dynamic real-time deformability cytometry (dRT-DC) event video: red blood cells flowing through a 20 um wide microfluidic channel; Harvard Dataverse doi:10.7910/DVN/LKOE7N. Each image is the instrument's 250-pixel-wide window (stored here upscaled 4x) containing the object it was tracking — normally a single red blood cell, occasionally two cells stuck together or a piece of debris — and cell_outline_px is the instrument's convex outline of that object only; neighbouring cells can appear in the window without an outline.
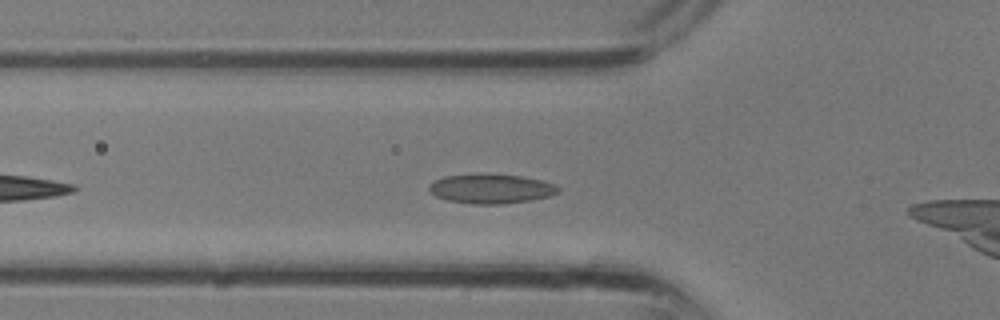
{"species": "common noctule bat (a hibernating species)", "species_latin": "Nyctalus noctula", "temperature_condition": "room temperature", "stored_images_in_passage": 24, "camera_frame_rate_fps": 3000, "um_per_image_px": 0.085, "animal": {"sex": "male", "body_mass_g": 13.3}, "frame": {"image": 1, "passage_image": 4, "time_ms": 1.0, "image_size_px": [1000, 320], "cell_outline_px": [[560, 192], [548, 196], [532, 200], [504, 204], [472, 204], [448, 200], [436, 196], [428, 188], [428, 184], [444, 176], [480, 172], [524, 176], [556, 184], [560, 188]], "centroid_in_image_um": [41.75, 16.02], "position_along_channel_um": 84.0, "area_um2": 22.66}}
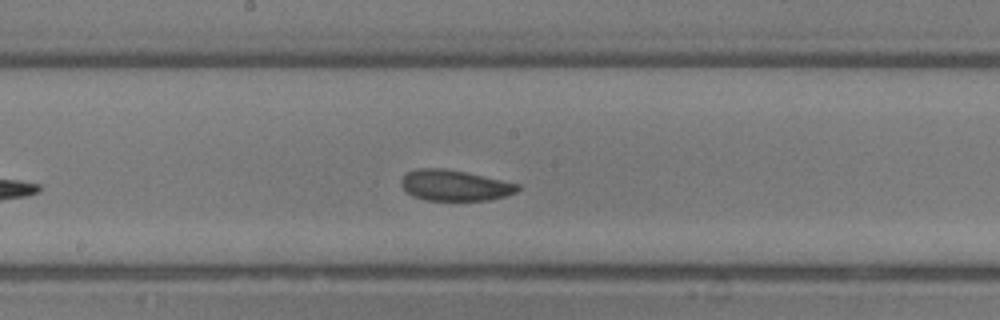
{"frame": {"image": 2, "passage_image": 10, "time_ms": 3.0, "image_size_px": [1000, 320], "cell_outline_px": [[520, 188], [516, 192], [504, 196], [488, 200], [424, 200], [412, 196], [400, 184], [400, 180], [408, 172], [416, 168], [444, 168], [464, 172], [520, 184]], "centroid_in_image_um": [38.62, 15.76], "position_along_channel_um": 209.6, "area_um2": 20.75}}
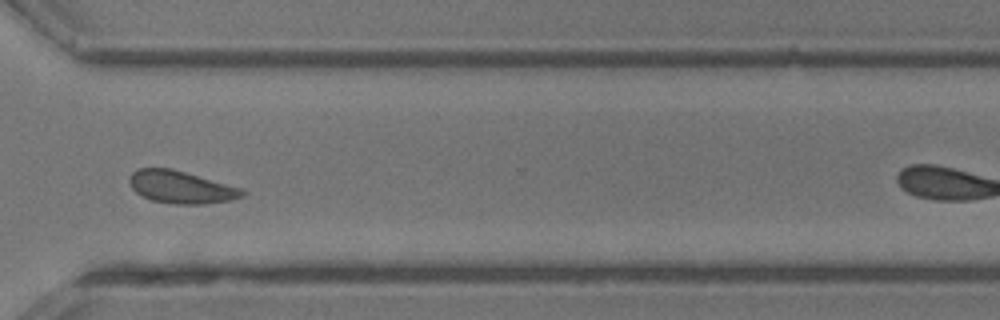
{"frame": {"image": 3, "passage_image": 17, "time_ms": 5.333, "image_size_px": [1000, 320], "cell_outline_px": [[248, 192], [244, 196], [228, 200], [204, 204], [172, 204], [152, 200], [136, 192], [132, 188], [128, 180], [132, 172], [140, 168], [172, 168], [244, 188]], "centroid_in_image_um": [15.43, 15.9], "position_along_channel_um": 355.2, "area_um2": 21.5}}